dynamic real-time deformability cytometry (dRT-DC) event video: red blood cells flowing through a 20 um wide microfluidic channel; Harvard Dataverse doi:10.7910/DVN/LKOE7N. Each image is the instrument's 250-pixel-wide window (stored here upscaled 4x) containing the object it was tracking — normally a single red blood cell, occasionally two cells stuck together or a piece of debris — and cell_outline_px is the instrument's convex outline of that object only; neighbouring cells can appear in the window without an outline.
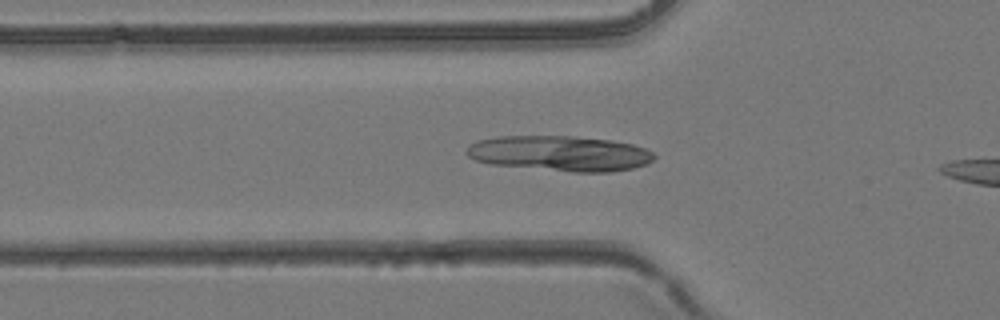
{"species": "common noctule bat (a hibernating species)", "species_latin": "Nyctalus noctula", "temperature_condition": "room temperature", "stored_images_in_passage": 29, "camera_frame_rate_fps": 3000, "um_per_image_px": 0.085, "animal": {"sex": "female", "body_mass_g": 24.6, "forearm_length_mm": 56.2}, "frame": {"image": 1, "passage_image": 7, "time_ms": 2.0, "image_size_px": [1000, 320], "cell_outline_px": [[656, 156], [652, 160], [644, 164], [632, 168], [612, 172], [572, 172], [488, 164], [476, 160], [468, 156], [464, 152], [472, 144], [480, 140], [496, 136], [572, 136], [612, 140], [632, 144], [644, 148], [652, 152]], "centroid_in_image_um": [47.58, 13.04], "position_along_channel_um": 78.2, "area_um2": 38.61}}
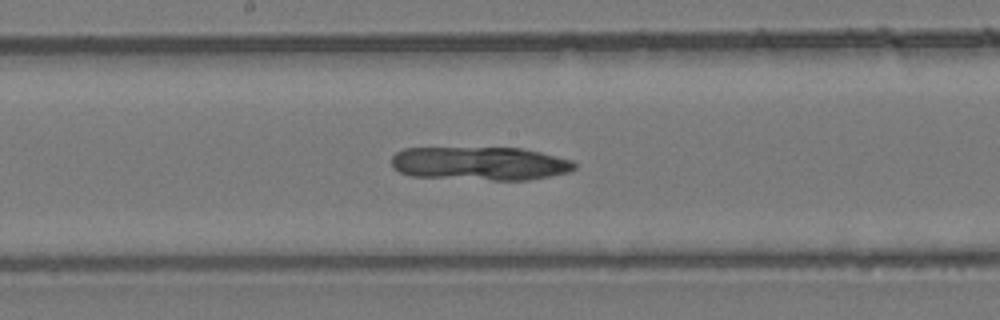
{"frame": {"image": 2, "passage_image": 15, "time_ms": 4.667, "image_size_px": [1000, 320], "cell_outline_px": [[576, 168], [568, 172], [528, 180], [492, 180], [412, 176], [400, 172], [392, 168], [392, 156], [396, 152], [404, 148], [524, 148], [572, 160], [576, 164]], "centroid_in_image_um": [40.79, 13.89], "position_along_channel_um": 207.4, "area_um2": 35.78}}
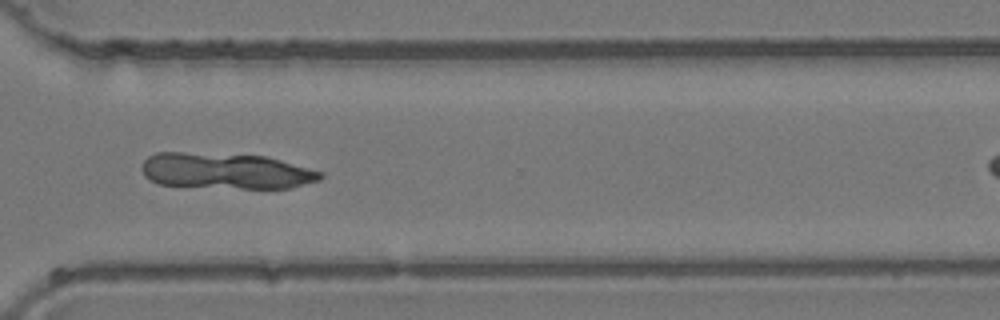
{"frame": {"image": 3, "passage_image": 24, "time_ms": 7.667, "image_size_px": [1000, 320], "cell_outline_px": [[324, 176], [320, 180], [288, 188], [240, 188], [160, 184], [144, 176], [140, 168], [140, 164], [148, 156], [156, 152], [184, 152], [268, 156], [324, 172]], "centroid_in_image_um": [19.2, 14.51], "position_along_channel_um": 351.4, "area_um2": 37.45}}